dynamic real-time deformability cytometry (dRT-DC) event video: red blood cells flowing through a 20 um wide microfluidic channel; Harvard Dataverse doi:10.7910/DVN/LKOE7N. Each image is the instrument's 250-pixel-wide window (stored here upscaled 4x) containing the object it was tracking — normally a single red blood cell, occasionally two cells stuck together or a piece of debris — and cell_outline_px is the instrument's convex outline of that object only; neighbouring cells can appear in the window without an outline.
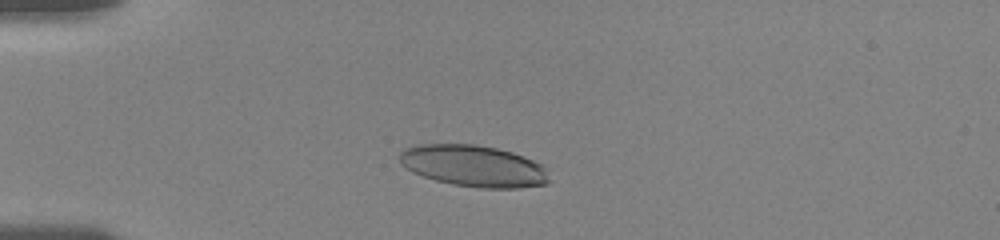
{"species": "human", "species_latin": "Homo sapiens", "temperature_condition": "room temperature", "stored_images_in_passage": 45, "camera_frame_rate_fps": 3000, "um_per_image_px": 0.085, "donor": {"sex": "female"}, "frame": {"image": 1, "passage_image": 11, "time_ms": 3.333, "image_size_px": [1000, 240], "cell_outline_px": [[552, 180], [548, 184], [520, 188], [480, 188], [452, 184], [436, 180], [412, 172], [400, 164], [400, 152], [404, 148], [420, 144], [476, 144], [496, 148], [512, 152], [524, 156], [544, 164]], "centroid_in_image_um": [40.32, 14.11], "position_along_channel_um": 44.7, "area_um2": 36.65}}
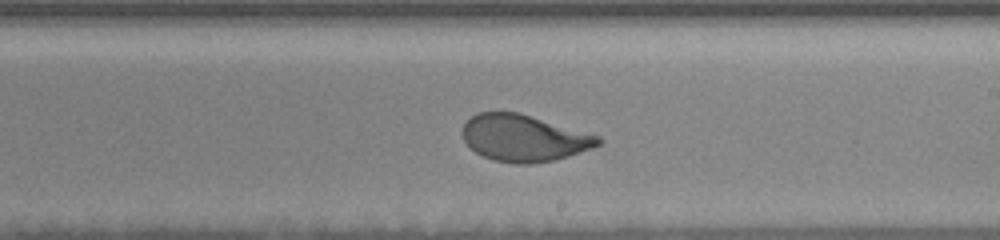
{"frame": {"image": 2, "passage_image": 30, "time_ms": 9.667, "image_size_px": [1000, 240], "cell_outline_px": [[604, 140], [600, 144], [580, 152], [568, 156], [552, 160], [532, 164], [516, 164], [492, 160], [476, 152], [464, 140], [460, 132], [464, 124], [476, 112], [520, 112], [600, 136]], "centroid_in_image_um": [44.52, 11.73], "position_along_channel_um": 244.5, "area_um2": 36.99}}
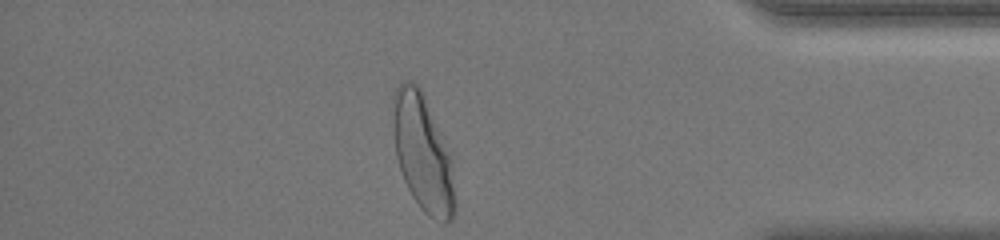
{"frame": {"image": 3, "passage_image": 45, "time_ms": 14.667, "image_size_px": [1000, 240], "cell_outline_px": [[456, 204], [452, 220], [448, 224], [444, 224], [428, 216], [420, 208], [412, 196], [404, 180], [396, 156], [392, 128], [392, 96], [400, 80], [408, 80], [416, 84], [420, 88], [452, 164]], "centroid_in_image_um": [35.9, 13.06], "position_along_channel_um": 399.3, "area_um2": 41.67}, "authors_computed_cell_mechanics": {"area_um2": 37.57, "velocity_mm_per_s": 3.6004, "shape_relaxation_time_tau1_ms": 3.6879, "shape_relaxation_time_tau2_ms": null, "deformation_change_tau1": 0.1731, "deformation_change_tau2": null}}